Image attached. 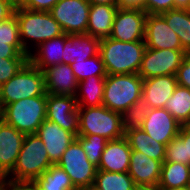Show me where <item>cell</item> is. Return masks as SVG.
I'll return each instance as SVG.
<instances>
[{
    "mask_svg": "<svg viewBox=\"0 0 190 190\" xmlns=\"http://www.w3.org/2000/svg\"><path fill=\"white\" fill-rule=\"evenodd\" d=\"M94 185L101 190H133L135 183L128 172L97 170Z\"/></svg>",
    "mask_w": 190,
    "mask_h": 190,
    "instance_id": "31",
    "label": "cell"
},
{
    "mask_svg": "<svg viewBox=\"0 0 190 190\" xmlns=\"http://www.w3.org/2000/svg\"><path fill=\"white\" fill-rule=\"evenodd\" d=\"M187 53L184 50L146 48L138 74L143 78L174 75Z\"/></svg>",
    "mask_w": 190,
    "mask_h": 190,
    "instance_id": "9",
    "label": "cell"
},
{
    "mask_svg": "<svg viewBox=\"0 0 190 190\" xmlns=\"http://www.w3.org/2000/svg\"><path fill=\"white\" fill-rule=\"evenodd\" d=\"M0 58H29V54H21L10 41L0 40Z\"/></svg>",
    "mask_w": 190,
    "mask_h": 190,
    "instance_id": "40",
    "label": "cell"
},
{
    "mask_svg": "<svg viewBox=\"0 0 190 190\" xmlns=\"http://www.w3.org/2000/svg\"><path fill=\"white\" fill-rule=\"evenodd\" d=\"M160 15L179 36L183 50L190 53V10L173 9Z\"/></svg>",
    "mask_w": 190,
    "mask_h": 190,
    "instance_id": "27",
    "label": "cell"
},
{
    "mask_svg": "<svg viewBox=\"0 0 190 190\" xmlns=\"http://www.w3.org/2000/svg\"><path fill=\"white\" fill-rule=\"evenodd\" d=\"M117 10L118 6L90 4L86 34L100 40L110 37Z\"/></svg>",
    "mask_w": 190,
    "mask_h": 190,
    "instance_id": "22",
    "label": "cell"
},
{
    "mask_svg": "<svg viewBox=\"0 0 190 190\" xmlns=\"http://www.w3.org/2000/svg\"><path fill=\"white\" fill-rule=\"evenodd\" d=\"M59 0H16L17 7L28 10L50 12Z\"/></svg>",
    "mask_w": 190,
    "mask_h": 190,
    "instance_id": "38",
    "label": "cell"
},
{
    "mask_svg": "<svg viewBox=\"0 0 190 190\" xmlns=\"http://www.w3.org/2000/svg\"><path fill=\"white\" fill-rule=\"evenodd\" d=\"M25 134L4 121L0 124V177H6L14 168Z\"/></svg>",
    "mask_w": 190,
    "mask_h": 190,
    "instance_id": "16",
    "label": "cell"
},
{
    "mask_svg": "<svg viewBox=\"0 0 190 190\" xmlns=\"http://www.w3.org/2000/svg\"><path fill=\"white\" fill-rule=\"evenodd\" d=\"M149 102L142 96L122 113L124 134L131 130L141 129L145 117L150 110Z\"/></svg>",
    "mask_w": 190,
    "mask_h": 190,
    "instance_id": "32",
    "label": "cell"
},
{
    "mask_svg": "<svg viewBox=\"0 0 190 190\" xmlns=\"http://www.w3.org/2000/svg\"><path fill=\"white\" fill-rule=\"evenodd\" d=\"M29 58H0V86L16 75Z\"/></svg>",
    "mask_w": 190,
    "mask_h": 190,
    "instance_id": "37",
    "label": "cell"
},
{
    "mask_svg": "<svg viewBox=\"0 0 190 190\" xmlns=\"http://www.w3.org/2000/svg\"><path fill=\"white\" fill-rule=\"evenodd\" d=\"M164 162L190 166V126L181 125L178 135L165 146Z\"/></svg>",
    "mask_w": 190,
    "mask_h": 190,
    "instance_id": "26",
    "label": "cell"
},
{
    "mask_svg": "<svg viewBox=\"0 0 190 190\" xmlns=\"http://www.w3.org/2000/svg\"><path fill=\"white\" fill-rule=\"evenodd\" d=\"M145 49L144 41L123 42L108 37L100 40L99 54L107 75L138 74Z\"/></svg>",
    "mask_w": 190,
    "mask_h": 190,
    "instance_id": "1",
    "label": "cell"
},
{
    "mask_svg": "<svg viewBox=\"0 0 190 190\" xmlns=\"http://www.w3.org/2000/svg\"><path fill=\"white\" fill-rule=\"evenodd\" d=\"M70 65L78 82L91 76H107L100 54L86 60H74Z\"/></svg>",
    "mask_w": 190,
    "mask_h": 190,
    "instance_id": "33",
    "label": "cell"
},
{
    "mask_svg": "<svg viewBox=\"0 0 190 190\" xmlns=\"http://www.w3.org/2000/svg\"><path fill=\"white\" fill-rule=\"evenodd\" d=\"M34 184L39 190H78L71 178L57 164L51 165L34 181Z\"/></svg>",
    "mask_w": 190,
    "mask_h": 190,
    "instance_id": "30",
    "label": "cell"
},
{
    "mask_svg": "<svg viewBox=\"0 0 190 190\" xmlns=\"http://www.w3.org/2000/svg\"><path fill=\"white\" fill-rule=\"evenodd\" d=\"M106 76H91L78 82L76 100L78 107H99L103 105Z\"/></svg>",
    "mask_w": 190,
    "mask_h": 190,
    "instance_id": "24",
    "label": "cell"
},
{
    "mask_svg": "<svg viewBox=\"0 0 190 190\" xmlns=\"http://www.w3.org/2000/svg\"><path fill=\"white\" fill-rule=\"evenodd\" d=\"M181 125L190 122V89L177 85L164 107Z\"/></svg>",
    "mask_w": 190,
    "mask_h": 190,
    "instance_id": "29",
    "label": "cell"
},
{
    "mask_svg": "<svg viewBox=\"0 0 190 190\" xmlns=\"http://www.w3.org/2000/svg\"><path fill=\"white\" fill-rule=\"evenodd\" d=\"M0 40L10 41V45H13L21 54H28L20 41L19 25L15 14L0 22Z\"/></svg>",
    "mask_w": 190,
    "mask_h": 190,
    "instance_id": "35",
    "label": "cell"
},
{
    "mask_svg": "<svg viewBox=\"0 0 190 190\" xmlns=\"http://www.w3.org/2000/svg\"><path fill=\"white\" fill-rule=\"evenodd\" d=\"M6 190H39L34 182L7 181Z\"/></svg>",
    "mask_w": 190,
    "mask_h": 190,
    "instance_id": "42",
    "label": "cell"
},
{
    "mask_svg": "<svg viewBox=\"0 0 190 190\" xmlns=\"http://www.w3.org/2000/svg\"><path fill=\"white\" fill-rule=\"evenodd\" d=\"M133 151L142 152L147 157L160 161L165 160V145L156 142L142 129L131 130L124 134Z\"/></svg>",
    "mask_w": 190,
    "mask_h": 190,
    "instance_id": "25",
    "label": "cell"
},
{
    "mask_svg": "<svg viewBox=\"0 0 190 190\" xmlns=\"http://www.w3.org/2000/svg\"><path fill=\"white\" fill-rule=\"evenodd\" d=\"M16 7V0H0V22L14 15Z\"/></svg>",
    "mask_w": 190,
    "mask_h": 190,
    "instance_id": "41",
    "label": "cell"
},
{
    "mask_svg": "<svg viewBox=\"0 0 190 190\" xmlns=\"http://www.w3.org/2000/svg\"><path fill=\"white\" fill-rule=\"evenodd\" d=\"M100 39L88 34H65L63 64L86 60L99 54Z\"/></svg>",
    "mask_w": 190,
    "mask_h": 190,
    "instance_id": "19",
    "label": "cell"
},
{
    "mask_svg": "<svg viewBox=\"0 0 190 190\" xmlns=\"http://www.w3.org/2000/svg\"><path fill=\"white\" fill-rule=\"evenodd\" d=\"M45 90L48 94L75 97L78 81L69 64L60 63L43 70Z\"/></svg>",
    "mask_w": 190,
    "mask_h": 190,
    "instance_id": "17",
    "label": "cell"
},
{
    "mask_svg": "<svg viewBox=\"0 0 190 190\" xmlns=\"http://www.w3.org/2000/svg\"><path fill=\"white\" fill-rule=\"evenodd\" d=\"M161 190H189V187L185 186L180 188H161Z\"/></svg>",
    "mask_w": 190,
    "mask_h": 190,
    "instance_id": "48",
    "label": "cell"
},
{
    "mask_svg": "<svg viewBox=\"0 0 190 190\" xmlns=\"http://www.w3.org/2000/svg\"><path fill=\"white\" fill-rule=\"evenodd\" d=\"M78 190H101V189L96 187L94 184H91L90 186H86V187L80 188Z\"/></svg>",
    "mask_w": 190,
    "mask_h": 190,
    "instance_id": "47",
    "label": "cell"
},
{
    "mask_svg": "<svg viewBox=\"0 0 190 190\" xmlns=\"http://www.w3.org/2000/svg\"><path fill=\"white\" fill-rule=\"evenodd\" d=\"M47 95L43 71L28 61L20 71L0 86V106L25 98Z\"/></svg>",
    "mask_w": 190,
    "mask_h": 190,
    "instance_id": "5",
    "label": "cell"
},
{
    "mask_svg": "<svg viewBox=\"0 0 190 190\" xmlns=\"http://www.w3.org/2000/svg\"><path fill=\"white\" fill-rule=\"evenodd\" d=\"M173 9L190 10V0H145L143 6L147 14H161Z\"/></svg>",
    "mask_w": 190,
    "mask_h": 190,
    "instance_id": "36",
    "label": "cell"
},
{
    "mask_svg": "<svg viewBox=\"0 0 190 190\" xmlns=\"http://www.w3.org/2000/svg\"><path fill=\"white\" fill-rule=\"evenodd\" d=\"M177 83L190 89V53H187L176 73Z\"/></svg>",
    "mask_w": 190,
    "mask_h": 190,
    "instance_id": "39",
    "label": "cell"
},
{
    "mask_svg": "<svg viewBox=\"0 0 190 190\" xmlns=\"http://www.w3.org/2000/svg\"><path fill=\"white\" fill-rule=\"evenodd\" d=\"M7 180L4 177H0V190H6Z\"/></svg>",
    "mask_w": 190,
    "mask_h": 190,
    "instance_id": "46",
    "label": "cell"
},
{
    "mask_svg": "<svg viewBox=\"0 0 190 190\" xmlns=\"http://www.w3.org/2000/svg\"><path fill=\"white\" fill-rule=\"evenodd\" d=\"M162 163L142 152H131L128 174L135 184H159Z\"/></svg>",
    "mask_w": 190,
    "mask_h": 190,
    "instance_id": "21",
    "label": "cell"
},
{
    "mask_svg": "<svg viewBox=\"0 0 190 190\" xmlns=\"http://www.w3.org/2000/svg\"><path fill=\"white\" fill-rule=\"evenodd\" d=\"M180 127L181 124L165 108H152L141 129L156 142L166 146L178 135Z\"/></svg>",
    "mask_w": 190,
    "mask_h": 190,
    "instance_id": "13",
    "label": "cell"
},
{
    "mask_svg": "<svg viewBox=\"0 0 190 190\" xmlns=\"http://www.w3.org/2000/svg\"><path fill=\"white\" fill-rule=\"evenodd\" d=\"M190 182V166L183 163L163 162L161 167L160 188H180Z\"/></svg>",
    "mask_w": 190,
    "mask_h": 190,
    "instance_id": "28",
    "label": "cell"
},
{
    "mask_svg": "<svg viewBox=\"0 0 190 190\" xmlns=\"http://www.w3.org/2000/svg\"><path fill=\"white\" fill-rule=\"evenodd\" d=\"M57 165L66 172L77 189L94 184L97 167L88 160L77 139L65 150Z\"/></svg>",
    "mask_w": 190,
    "mask_h": 190,
    "instance_id": "8",
    "label": "cell"
},
{
    "mask_svg": "<svg viewBox=\"0 0 190 190\" xmlns=\"http://www.w3.org/2000/svg\"><path fill=\"white\" fill-rule=\"evenodd\" d=\"M46 119L57 123L61 128L73 133L77 137L79 131V113L76 98L47 93Z\"/></svg>",
    "mask_w": 190,
    "mask_h": 190,
    "instance_id": "12",
    "label": "cell"
},
{
    "mask_svg": "<svg viewBox=\"0 0 190 190\" xmlns=\"http://www.w3.org/2000/svg\"><path fill=\"white\" fill-rule=\"evenodd\" d=\"M177 85V79L174 75L143 79L142 97L149 102L151 109L164 108Z\"/></svg>",
    "mask_w": 190,
    "mask_h": 190,
    "instance_id": "20",
    "label": "cell"
},
{
    "mask_svg": "<svg viewBox=\"0 0 190 190\" xmlns=\"http://www.w3.org/2000/svg\"><path fill=\"white\" fill-rule=\"evenodd\" d=\"M131 152L125 137L108 141L97 170L115 173L128 172Z\"/></svg>",
    "mask_w": 190,
    "mask_h": 190,
    "instance_id": "18",
    "label": "cell"
},
{
    "mask_svg": "<svg viewBox=\"0 0 190 190\" xmlns=\"http://www.w3.org/2000/svg\"><path fill=\"white\" fill-rule=\"evenodd\" d=\"M133 190H161L158 184H135Z\"/></svg>",
    "mask_w": 190,
    "mask_h": 190,
    "instance_id": "44",
    "label": "cell"
},
{
    "mask_svg": "<svg viewBox=\"0 0 190 190\" xmlns=\"http://www.w3.org/2000/svg\"><path fill=\"white\" fill-rule=\"evenodd\" d=\"M76 139L81 144L88 160L98 168L102 153L108 143V140L96 134L78 135Z\"/></svg>",
    "mask_w": 190,
    "mask_h": 190,
    "instance_id": "34",
    "label": "cell"
},
{
    "mask_svg": "<svg viewBox=\"0 0 190 190\" xmlns=\"http://www.w3.org/2000/svg\"><path fill=\"white\" fill-rule=\"evenodd\" d=\"M14 14L19 25L21 44L28 54L41 43L64 34L60 24L53 18L50 12L16 7Z\"/></svg>",
    "mask_w": 190,
    "mask_h": 190,
    "instance_id": "2",
    "label": "cell"
},
{
    "mask_svg": "<svg viewBox=\"0 0 190 190\" xmlns=\"http://www.w3.org/2000/svg\"><path fill=\"white\" fill-rule=\"evenodd\" d=\"M144 42L146 48L183 50L179 36L160 14H147Z\"/></svg>",
    "mask_w": 190,
    "mask_h": 190,
    "instance_id": "14",
    "label": "cell"
},
{
    "mask_svg": "<svg viewBox=\"0 0 190 190\" xmlns=\"http://www.w3.org/2000/svg\"><path fill=\"white\" fill-rule=\"evenodd\" d=\"M3 121V112H2V108L0 106V124L2 123Z\"/></svg>",
    "mask_w": 190,
    "mask_h": 190,
    "instance_id": "49",
    "label": "cell"
},
{
    "mask_svg": "<svg viewBox=\"0 0 190 190\" xmlns=\"http://www.w3.org/2000/svg\"><path fill=\"white\" fill-rule=\"evenodd\" d=\"M90 4H104L109 6H118V0H87Z\"/></svg>",
    "mask_w": 190,
    "mask_h": 190,
    "instance_id": "45",
    "label": "cell"
},
{
    "mask_svg": "<svg viewBox=\"0 0 190 190\" xmlns=\"http://www.w3.org/2000/svg\"><path fill=\"white\" fill-rule=\"evenodd\" d=\"M78 135H99L110 140L124 137L122 114L105 106L78 107Z\"/></svg>",
    "mask_w": 190,
    "mask_h": 190,
    "instance_id": "6",
    "label": "cell"
},
{
    "mask_svg": "<svg viewBox=\"0 0 190 190\" xmlns=\"http://www.w3.org/2000/svg\"><path fill=\"white\" fill-rule=\"evenodd\" d=\"M47 95L25 98L2 108L3 121L24 134L37 132L46 119Z\"/></svg>",
    "mask_w": 190,
    "mask_h": 190,
    "instance_id": "4",
    "label": "cell"
},
{
    "mask_svg": "<svg viewBox=\"0 0 190 190\" xmlns=\"http://www.w3.org/2000/svg\"><path fill=\"white\" fill-rule=\"evenodd\" d=\"M145 0H118V8L143 9Z\"/></svg>",
    "mask_w": 190,
    "mask_h": 190,
    "instance_id": "43",
    "label": "cell"
},
{
    "mask_svg": "<svg viewBox=\"0 0 190 190\" xmlns=\"http://www.w3.org/2000/svg\"><path fill=\"white\" fill-rule=\"evenodd\" d=\"M35 134L43 141L49 160L53 165H56L60 161L65 150L76 139L73 133L47 119L42 122Z\"/></svg>",
    "mask_w": 190,
    "mask_h": 190,
    "instance_id": "15",
    "label": "cell"
},
{
    "mask_svg": "<svg viewBox=\"0 0 190 190\" xmlns=\"http://www.w3.org/2000/svg\"><path fill=\"white\" fill-rule=\"evenodd\" d=\"M65 33L41 43L29 54V61L41 71L62 63Z\"/></svg>",
    "mask_w": 190,
    "mask_h": 190,
    "instance_id": "23",
    "label": "cell"
},
{
    "mask_svg": "<svg viewBox=\"0 0 190 190\" xmlns=\"http://www.w3.org/2000/svg\"><path fill=\"white\" fill-rule=\"evenodd\" d=\"M143 78L139 74L107 75L103 106L122 114L142 96Z\"/></svg>",
    "mask_w": 190,
    "mask_h": 190,
    "instance_id": "7",
    "label": "cell"
},
{
    "mask_svg": "<svg viewBox=\"0 0 190 190\" xmlns=\"http://www.w3.org/2000/svg\"><path fill=\"white\" fill-rule=\"evenodd\" d=\"M146 17L143 9L118 8L110 38L123 42L144 41Z\"/></svg>",
    "mask_w": 190,
    "mask_h": 190,
    "instance_id": "11",
    "label": "cell"
},
{
    "mask_svg": "<svg viewBox=\"0 0 190 190\" xmlns=\"http://www.w3.org/2000/svg\"><path fill=\"white\" fill-rule=\"evenodd\" d=\"M53 165L40 137L25 134V138L13 170L5 177L7 181L34 182Z\"/></svg>",
    "mask_w": 190,
    "mask_h": 190,
    "instance_id": "3",
    "label": "cell"
},
{
    "mask_svg": "<svg viewBox=\"0 0 190 190\" xmlns=\"http://www.w3.org/2000/svg\"><path fill=\"white\" fill-rule=\"evenodd\" d=\"M89 9L87 0H59L50 13L65 34H86Z\"/></svg>",
    "mask_w": 190,
    "mask_h": 190,
    "instance_id": "10",
    "label": "cell"
}]
</instances>
